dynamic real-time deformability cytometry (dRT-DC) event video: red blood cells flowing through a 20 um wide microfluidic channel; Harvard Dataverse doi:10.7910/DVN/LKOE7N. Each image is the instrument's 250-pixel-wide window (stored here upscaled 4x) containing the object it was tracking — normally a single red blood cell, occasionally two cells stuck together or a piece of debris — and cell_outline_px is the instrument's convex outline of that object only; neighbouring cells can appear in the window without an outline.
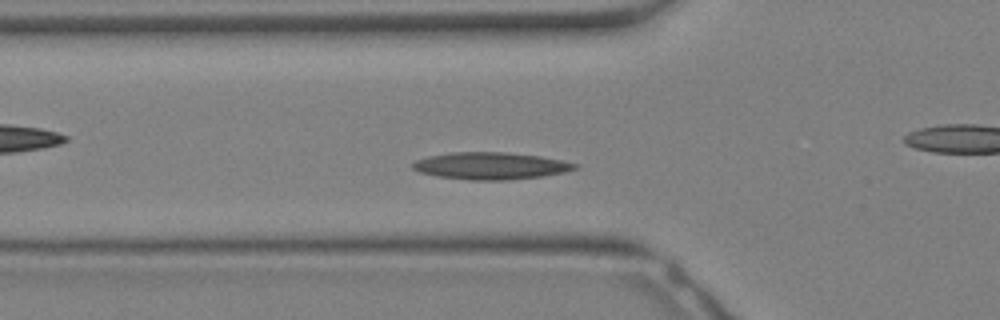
{"species": "Egyptian fruit bat (a non-hibernating species)", "species_latin": "Rousettus aegyptiacus", "temperature_condition": "warm", "stored_images_in_passage": 31, "camera_frame_rate_fps": 3000, "um_per_image_px": 0.085, "animal": {"sex": "female"}, "frame": {"image": 1, "passage_image": 8, "time_ms": 2.333, "image_size_px": [1000, 320], "cell_outline_px": [[580, 164], [576, 168], [564, 172], [544, 176], [508, 180], [468, 180], [436, 176], [420, 172], [412, 168], [412, 164], [416, 160], [428, 156], [452, 152], [504, 152], [540, 156]], "centroid_in_image_um": [41.7, 14.1], "position_along_channel_um": 84.1, "area_um2": 25.61}}
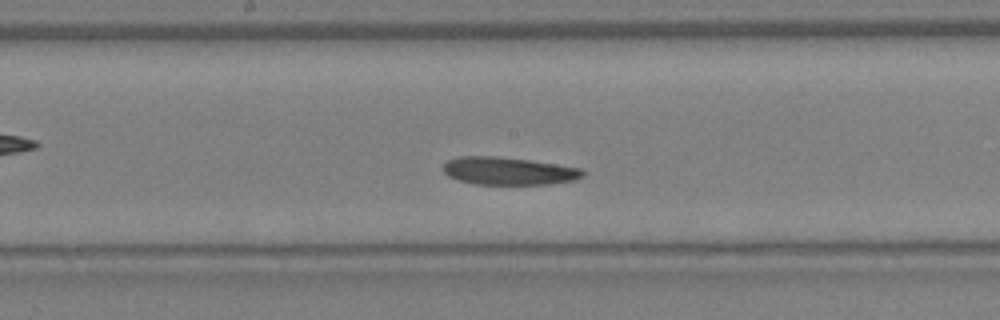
{"frame": {"image": 2, "passage_image": 14, "time_ms": 4.333, "image_size_px": [1000, 320], "cell_outline_px": [[584, 176], [576, 180], [552, 184], [476, 184], [456, 180], [448, 176], [444, 172], [444, 164], [448, 160], [456, 156], [496, 156], [528, 160], [584, 168]], "centroid_in_image_um": [43.24, 14.53], "position_along_channel_um": 205.0, "area_um2": 22.72}}
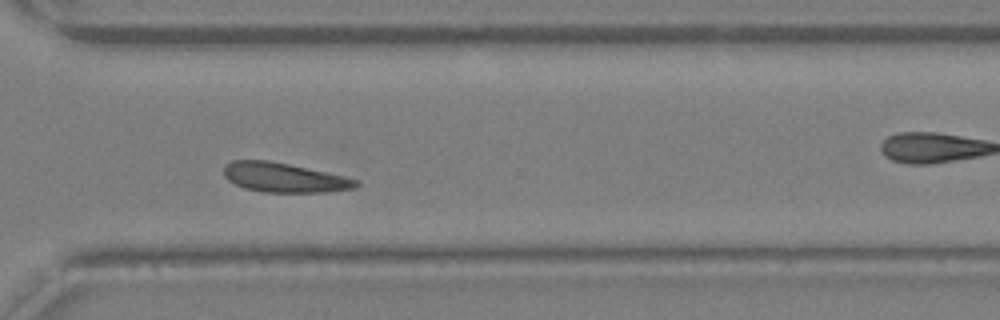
{"frame": {"image": 3, "passage_image": 21, "time_ms": 6.667, "image_size_px": [1000, 320], "cell_outline_px": [[360, 184], [356, 188], [328, 192], [264, 192], [244, 188], [228, 180], [224, 176], [224, 164], [232, 160], [268, 160], [288, 164], [344, 176], [360, 180]], "centroid_in_image_um": [24.16, 15.09], "position_along_channel_um": 346.4, "area_um2": 22.72}}